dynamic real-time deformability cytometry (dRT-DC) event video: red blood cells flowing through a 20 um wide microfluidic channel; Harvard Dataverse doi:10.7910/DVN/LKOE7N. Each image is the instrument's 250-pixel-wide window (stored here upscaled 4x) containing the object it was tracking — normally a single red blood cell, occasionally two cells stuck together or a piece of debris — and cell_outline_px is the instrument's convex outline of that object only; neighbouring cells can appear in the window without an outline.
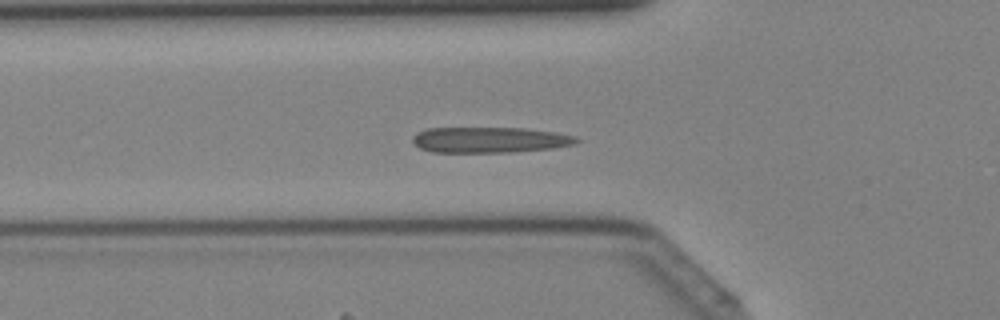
{"species": "Egyptian fruit bat (a non-hibernating species)", "species_latin": "Rousettus aegyptiacus", "temperature_condition": "cold", "stored_images_in_passage": 42, "camera_frame_rate_fps": 3000, "um_per_image_px": 0.085, "animal": {"sex": "female"}, "frame": {"image": 1, "passage_image": 14, "time_ms": 4.333, "image_size_px": [1000, 320], "cell_outline_px": [[580, 140], [576, 144], [552, 148], [508, 152], [432, 152], [420, 148], [412, 140], [412, 136], [416, 132], [428, 128], [524, 128], [556, 132], [576, 136]], "centroid_in_image_um": [41.63, 11.88], "position_along_channel_um": 84.2, "area_um2": 24.57}}
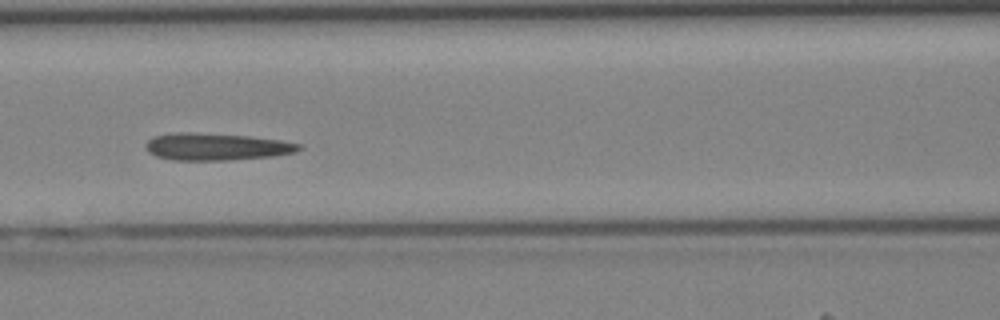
{"frame": {"image": 2, "passage_image": 18, "time_ms": 5.667, "image_size_px": [1000, 320], "cell_outline_px": [[304, 148], [296, 152], [272, 156], [228, 160], [172, 160], [156, 156], [148, 152], [144, 144], [148, 140], [156, 136], [176, 132], [180, 132], [248, 136], [280, 140], [304, 144]], "centroid_in_image_um": [18.42, 12.48], "position_along_channel_um": 148.2, "area_um2": 24.16}}
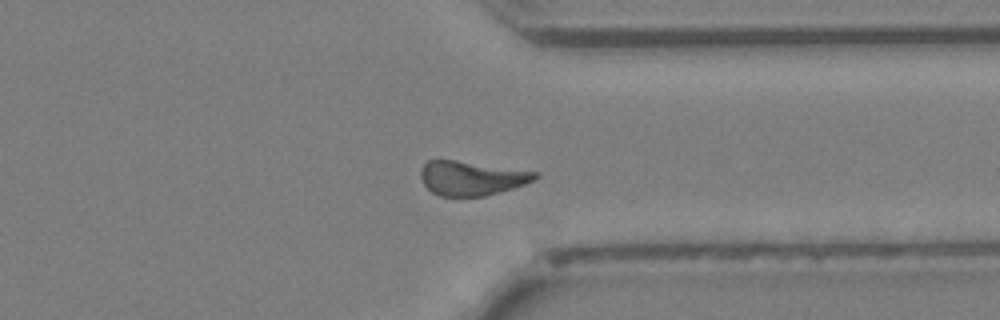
{"frame": {"image": 3, "passage_image": 32, "time_ms": 10.333, "image_size_px": [1000, 320], "cell_outline_px": [[540, 176], [536, 180], [512, 188], [484, 196], [440, 196], [432, 192], [424, 184], [420, 176], [420, 168], [428, 160], [456, 160], [540, 172]], "centroid_in_image_um": [40.1, 15.13], "position_along_channel_um": 371.3, "area_um2": 22.89}}